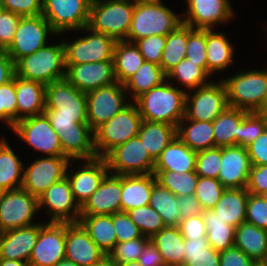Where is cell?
I'll return each instance as SVG.
<instances>
[{
    "mask_svg": "<svg viewBox=\"0 0 267 266\" xmlns=\"http://www.w3.org/2000/svg\"><path fill=\"white\" fill-rule=\"evenodd\" d=\"M79 166L72 173H68L73 163ZM82 166H80V165ZM109 173L105 158L97 157L90 160H71L68 163L65 177L71 184V190L75 201L81 207L84 202L97 190L102 180Z\"/></svg>",
    "mask_w": 267,
    "mask_h": 266,
    "instance_id": "21",
    "label": "cell"
},
{
    "mask_svg": "<svg viewBox=\"0 0 267 266\" xmlns=\"http://www.w3.org/2000/svg\"><path fill=\"white\" fill-rule=\"evenodd\" d=\"M3 10H4V7H3L2 3L0 2V15L3 12Z\"/></svg>",
    "mask_w": 267,
    "mask_h": 266,
    "instance_id": "73",
    "label": "cell"
},
{
    "mask_svg": "<svg viewBox=\"0 0 267 266\" xmlns=\"http://www.w3.org/2000/svg\"><path fill=\"white\" fill-rule=\"evenodd\" d=\"M252 164L246 147H222L218 180L226 189L246 188Z\"/></svg>",
    "mask_w": 267,
    "mask_h": 266,
    "instance_id": "24",
    "label": "cell"
},
{
    "mask_svg": "<svg viewBox=\"0 0 267 266\" xmlns=\"http://www.w3.org/2000/svg\"><path fill=\"white\" fill-rule=\"evenodd\" d=\"M187 10L181 15L182 23L195 29H215L226 25L235 16L230 0H185Z\"/></svg>",
    "mask_w": 267,
    "mask_h": 266,
    "instance_id": "19",
    "label": "cell"
},
{
    "mask_svg": "<svg viewBox=\"0 0 267 266\" xmlns=\"http://www.w3.org/2000/svg\"><path fill=\"white\" fill-rule=\"evenodd\" d=\"M27 146L47 156H64L61 140L46 115L22 119L11 129Z\"/></svg>",
    "mask_w": 267,
    "mask_h": 266,
    "instance_id": "15",
    "label": "cell"
},
{
    "mask_svg": "<svg viewBox=\"0 0 267 266\" xmlns=\"http://www.w3.org/2000/svg\"><path fill=\"white\" fill-rule=\"evenodd\" d=\"M90 266H119L117 263L112 261L107 255L104 256L100 261L93 263Z\"/></svg>",
    "mask_w": 267,
    "mask_h": 266,
    "instance_id": "67",
    "label": "cell"
},
{
    "mask_svg": "<svg viewBox=\"0 0 267 266\" xmlns=\"http://www.w3.org/2000/svg\"><path fill=\"white\" fill-rule=\"evenodd\" d=\"M79 223L106 255L117 244L113 215H80Z\"/></svg>",
    "mask_w": 267,
    "mask_h": 266,
    "instance_id": "36",
    "label": "cell"
},
{
    "mask_svg": "<svg viewBox=\"0 0 267 266\" xmlns=\"http://www.w3.org/2000/svg\"><path fill=\"white\" fill-rule=\"evenodd\" d=\"M182 24L181 15L165 6L162 0L136 3L128 37L135 41L151 35H168Z\"/></svg>",
    "mask_w": 267,
    "mask_h": 266,
    "instance_id": "4",
    "label": "cell"
},
{
    "mask_svg": "<svg viewBox=\"0 0 267 266\" xmlns=\"http://www.w3.org/2000/svg\"><path fill=\"white\" fill-rule=\"evenodd\" d=\"M119 266H142L138 261L135 262H128Z\"/></svg>",
    "mask_w": 267,
    "mask_h": 266,
    "instance_id": "69",
    "label": "cell"
},
{
    "mask_svg": "<svg viewBox=\"0 0 267 266\" xmlns=\"http://www.w3.org/2000/svg\"><path fill=\"white\" fill-rule=\"evenodd\" d=\"M69 161L65 156H43L26 167L24 164L21 187L39 198L52 184L65 177Z\"/></svg>",
    "mask_w": 267,
    "mask_h": 266,
    "instance_id": "17",
    "label": "cell"
},
{
    "mask_svg": "<svg viewBox=\"0 0 267 266\" xmlns=\"http://www.w3.org/2000/svg\"><path fill=\"white\" fill-rule=\"evenodd\" d=\"M222 79L230 107L248 112H263L267 107V69L236 72Z\"/></svg>",
    "mask_w": 267,
    "mask_h": 266,
    "instance_id": "2",
    "label": "cell"
},
{
    "mask_svg": "<svg viewBox=\"0 0 267 266\" xmlns=\"http://www.w3.org/2000/svg\"><path fill=\"white\" fill-rule=\"evenodd\" d=\"M0 121L6 123L10 130L17 122L15 75L11 81L0 86Z\"/></svg>",
    "mask_w": 267,
    "mask_h": 266,
    "instance_id": "53",
    "label": "cell"
},
{
    "mask_svg": "<svg viewBox=\"0 0 267 266\" xmlns=\"http://www.w3.org/2000/svg\"><path fill=\"white\" fill-rule=\"evenodd\" d=\"M113 61L116 81L124 84L137 72L145 60L135 43L123 40L116 41Z\"/></svg>",
    "mask_w": 267,
    "mask_h": 266,
    "instance_id": "39",
    "label": "cell"
},
{
    "mask_svg": "<svg viewBox=\"0 0 267 266\" xmlns=\"http://www.w3.org/2000/svg\"><path fill=\"white\" fill-rule=\"evenodd\" d=\"M156 182L170 190L175 196L194 195L199 176L195 171H153Z\"/></svg>",
    "mask_w": 267,
    "mask_h": 266,
    "instance_id": "46",
    "label": "cell"
},
{
    "mask_svg": "<svg viewBox=\"0 0 267 266\" xmlns=\"http://www.w3.org/2000/svg\"><path fill=\"white\" fill-rule=\"evenodd\" d=\"M20 19L21 17L16 13L3 10L0 15V49L7 50L9 48Z\"/></svg>",
    "mask_w": 267,
    "mask_h": 266,
    "instance_id": "57",
    "label": "cell"
},
{
    "mask_svg": "<svg viewBox=\"0 0 267 266\" xmlns=\"http://www.w3.org/2000/svg\"><path fill=\"white\" fill-rule=\"evenodd\" d=\"M127 213L143 236L151 238L165 227L161 216L150 205L131 209Z\"/></svg>",
    "mask_w": 267,
    "mask_h": 266,
    "instance_id": "47",
    "label": "cell"
},
{
    "mask_svg": "<svg viewBox=\"0 0 267 266\" xmlns=\"http://www.w3.org/2000/svg\"><path fill=\"white\" fill-rule=\"evenodd\" d=\"M222 147L197 152L195 172L199 177L218 179L221 167Z\"/></svg>",
    "mask_w": 267,
    "mask_h": 266,
    "instance_id": "50",
    "label": "cell"
},
{
    "mask_svg": "<svg viewBox=\"0 0 267 266\" xmlns=\"http://www.w3.org/2000/svg\"><path fill=\"white\" fill-rule=\"evenodd\" d=\"M39 211L46 210L48 222L78 223L80 220V206L75 201L69 180H62L52 184L39 198Z\"/></svg>",
    "mask_w": 267,
    "mask_h": 266,
    "instance_id": "18",
    "label": "cell"
},
{
    "mask_svg": "<svg viewBox=\"0 0 267 266\" xmlns=\"http://www.w3.org/2000/svg\"><path fill=\"white\" fill-rule=\"evenodd\" d=\"M154 174L122 175L121 212L149 205Z\"/></svg>",
    "mask_w": 267,
    "mask_h": 266,
    "instance_id": "28",
    "label": "cell"
},
{
    "mask_svg": "<svg viewBox=\"0 0 267 266\" xmlns=\"http://www.w3.org/2000/svg\"><path fill=\"white\" fill-rule=\"evenodd\" d=\"M15 93L17 102V122L45 110L46 85L26 80L15 75Z\"/></svg>",
    "mask_w": 267,
    "mask_h": 266,
    "instance_id": "27",
    "label": "cell"
},
{
    "mask_svg": "<svg viewBox=\"0 0 267 266\" xmlns=\"http://www.w3.org/2000/svg\"><path fill=\"white\" fill-rule=\"evenodd\" d=\"M51 35L58 34L42 15L21 17L13 42L6 51L16 63L19 59L47 46L48 37Z\"/></svg>",
    "mask_w": 267,
    "mask_h": 266,
    "instance_id": "14",
    "label": "cell"
},
{
    "mask_svg": "<svg viewBox=\"0 0 267 266\" xmlns=\"http://www.w3.org/2000/svg\"><path fill=\"white\" fill-rule=\"evenodd\" d=\"M202 217L207 229L209 245L216 251H224L234 247L236 228L223 221L211 210H203Z\"/></svg>",
    "mask_w": 267,
    "mask_h": 266,
    "instance_id": "41",
    "label": "cell"
},
{
    "mask_svg": "<svg viewBox=\"0 0 267 266\" xmlns=\"http://www.w3.org/2000/svg\"><path fill=\"white\" fill-rule=\"evenodd\" d=\"M260 266H267V258L258 263Z\"/></svg>",
    "mask_w": 267,
    "mask_h": 266,
    "instance_id": "72",
    "label": "cell"
},
{
    "mask_svg": "<svg viewBox=\"0 0 267 266\" xmlns=\"http://www.w3.org/2000/svg\"><path fill=\"white\" fill-rule=\"evenodd\" d=\"M4 139H5V137H4V135H3V137H1V139H0V143H1Z\"/></svg>",
    "mask_w": 267,
    "mask_h": 266,
    "instance_id": "75",
    "label": "cell"
},
{
    "mask_svg": "<svg viewBox=\"0 0 267 266\" xmlns=\"http://www.w3.org/2000/svg\"><path fill=\"white\" fill-rule=\"evenodd\" d=\"M267 129L263 112H248L239 124L238 145L247 147Z\"/></svg>",
    "mask_w": 267,
    "mask_h": 266,
    "instance_id": "48",
    "label": "cell"
},
{
    "mask_svg": "<svg viewBox=\"0 0 267 266\" xmlns=\"http://www.w3.org/2000/svg\"><path fill=\"white\" fill-rule=\"evenodd\" d=\"M79 32L87 33L74 41H64L65 64H82L92 62L113 61L116 40L104 33L83 27Z\"/></svg>",
    "mask_w": 267,
    "mask_h": 266,
    "instance_id": "8",
    "label": "cell"
},
{
    "mask_svg": "<svg viewBox=\"0 0 267 266\" xmlns=\"http://www.w3.org/2000/svg\"><path fill=\"white\" fill-rule=\"evenodd\" d=\"M65 65V78L85 93L117 82L114 74V61Z\"/></svg>",
    "mask_w": 267,
    "mask_h": 266,
    "instance_id": "22",
    "label": "cell"
},
{
    "mask_svg": "<svg viewBox=\"0 0 267 266\" xmlns=\"http://www.w3.org/2000/svg\"><path fill=\"white\" fill-rule=\"evenodd\" d=\"M66 223L41 222L37 243L29 258L30 266H54L65 259Z\"/></svg>",
    "mask_w": 267,
    "mask_h": 266,
    "instance_id": "20",
    "label": "cell"
},
{
    "mask_svg": "<svg viewBox=\"0 0 267 266\" xmlns=\"http://www.w3.org/2000/svg\"><path fill=\"white\" fill-rule=\"evenodd\" d=\"M176 136L196 152L215 147L213 121H194L184 117L176 128Z\"/></svg>",
    "mask_w": 267,
    "mask_h": 266,
    "instance_id": "34",
    "label": "cell"
},
{
    "mask_svg": "<svg viewBox=\"0 0 267 266\" xmlns=\"http://www.w3.org/2000/svg\"><path fill=\"white\" fill-rule=\"evenodd\" d=\"M145 61L161 64L162 53L166 45V35H151L134 42Z\"/></svg>",
    "mask_w": 267,
    "mask_h": 266,
    "instance_id": "54",
    "label": "cell"
},
{
    "mask_svg": "<svg viewBox=\"0 0 267 266\" xmlns=\"http://www.w3.org/2000/svg\"><path fill=\"white\" fill-rule=\"evenodd\" d=\"M247 113L248 111L229 106L213 121L215 147L238 145L239 124Z\"/></svg>",
    "mask_w": 267,
    "mask_h": 266,
    "instance_id": "37",
    "label": "cell"
},
{
    "mask_svg": "<svg viewBox=\"0 0 267 266\" xmlns=\"http://www.w3.org/2000/svg\"><path fill=\"white\" fill-rule=\"evenodd\" d=\"M167 80V75L164 73L160 65L144 61L141 67L135 74L123 84L128 96L133 99V102L142 94L149 92L152 88L159 86Z\"/></svg>",
    "mask_w": 267,
    "mask_h": 266,
    "instance_id": "38",
    "label": "cell"
},
{
    "mask_svg": "<svg viewBox=\"0 0 267 266\" xmlns=\"http://www.w3.org/2000/svg\"><path fill=\"white\" fill-rule=\"evenodd\" d=\"M206 52V29H195L188 26V42L185 58L193 63H198V66L207 72Z\"/></svg>",
    "mask_w": 267,
    "mask_h": 266,
    "instance_id": "52",
    "label": "cell"
},
{
    "mask_svg": "<svg viewBox=\"0 0 267 266\" xmlns=\"http://www.w3.org/2000/svg\"><path fill=\"white\" fill-rule=\"evenodd\" d=\"M54 266H78V265L73 263L72 261H69L67 259H63V260L57 262Z\"/></svg>",
    "mask_w": 267,
    "mask_h": 266,
    "instance_id": "68",
    "label": "cell"
},
{
    "mask_svg": "<svg viewBox=\"0 0 267 266\" xmlns=\"http://www.w3.org/2000/svg\"><path fill=\"white\" fill-rule=\"evenodd\" d=\"M224 32L206 29L207 73L212 76L234 65L235 47Z\"/></svg>",
    "mask_w": 267,
    "mask_h": 266,
    "instance_id": "29",
    "label": "cell"
},
{
    "mask_svg": "<svg viewBox=\"0 0 267 266\" xmlns=\"http://www.w3.org/2000/svg\"><path fill=\"white\" fill-rule=\"evenodd\" d=\"M126 96L127 91L119 82L86 93L87 123L93 131L132 102V99L129 101Z\"/></svg>",
    "mask_w": 267,
    "mask_h": 266,
    "instance_id": "12",
    "label": "cell"
},
{
    "mask_svg": "<svg viewBox=\"0 0 267 266\" xmlns=\"http://www.w3.org/2000/svg\"><path fill=\"white\" fill-rule=\"evenodd\" d=\"M256 264L235 246L220 252V266H255Z\"/></svg>",
    "mask_w": 267,
    "mask_h": 266,
    "instance_id": "62",
    "label": "cell"
},
{
    "mask_svg": "<svg viewBox=\"0 0 267 266\" xmlns=\"http://www.w3.org/2000/svg\"><path fill=\"white\" fill-rule=\"evenodd\" d=\"M225 189L218 179L199 177L194 196L203 210H211L218 203Z\"/></svg>",
    "mask_w": 267,
    "mask_h": 266,
    "instance_id": "49",
    "label": "cell"
},
{
    "mask_svg": "<svg viewBox=\"0 0 267 266\" xmlns=\"http://www.w3.org/2000/svg\"><path fill=\"white\" fill-rule=\"evenodd\" d=\"M149 241V237L142 236L141 238L117 243L107 256L118 265L135 262Z\"/></svg>",
    "mask_w": 267,
    "mask_h": 266,
    "instance_id": "51",
    "label": "cell"
},
{
    "mask_svg": "<svg viewBox=\"0 0 267 266\" xmlns=\"http://www.w3.org/2000/svg\"><path fill=\"white\" fill-rule=\"evenodd\" d=\"M39 212L38 198L20 187L0 192V233L34 223Z\"/></svg>",
    "mask_w": 267,
    "mask_h": 266,
    "instance_id": "10",
    "label": "cell"
},
{
    "mask_svg": "<svg viewBox=\"0 0 267 266\" xmlns=\"http://www.w3.org/2000/svg\"><path fill=\"white\" fill-rule=\"evenodd\" d=\"M246 190L254 195L267 190V165H252Z\"/></svg>",
    "mask_w": 267,
    "mask_h": 266,
    "instance_id": "60",
    "label": "cell"
},
{
    "mask_svg": "<svg viewBox=\"0 0 267 266\" xmlns=\"http://www.w3.org/2000/svg\"><path fill=\"white\" fill-rule=\"evenodd\" d=\"M188 42V25L181 24L173 32L166 35V45L164 47L161 68L167 75L186 56Z\"/></svg>",
    "mask_w": 267,
    "mask_h": 266,
    "instance_id": "43",
    "label": "cell"
},
{
    "mask_svg": "<svg viewBox=\"0 0 267 266\" xmlns=\"http://www.w3.org/2000/svg\"><path fill=\"white\" fill-rule=\"evenodd\" d=\"M263 113H264L265 116L267 117V107L264 109Z\"/></svg>",
    "mask_w": 267,
    "mask_h": 266,
    "instance_id": "74",
    "label": "cell"
},
{
    "mask_svg": "<svg viewBox=\"0 0 267 266\" xmlns=\"http://www.w3.org/2000/svg\"><path fill=\"white\" fill-rule=\"evenodd\" d=\"M184 266H220V252L209 245L207 237L185 239Z\"/></svg>",
    "mask_w": 267,
    "mask_h": 266,
    "instance_id": "44",
    "label": "cell"
},
{
    "mask_svg": "<svg viewBox=\"0 0 267 266\" xmlns=\"http://www.w3.org/2000/svg\"><path fill=\"white\" fill-rule=\"evenodd\" d=\"M137 136L155 161L176 137V127L164 122L142 120Z\"/></svg>",
    "mask_w": 267,
    "mask_h": 266,
    "instance_id": "31",
    "label": "cell"
},
{
    "mask_svg": "<svg viewBox=\"0 0 267 266\" xmlns=\"http://www.w3.org/2000/svg\"><path fill=\"white\" fill-rule=\"evenodd\" d=\"M178 228L184 239H196L207 236V229L202 215L182 219Z\"/></svg>",
    "mask_w": 267,
    "mask_h": 266,
    "instance_id": "59",
    "label": "cell"
},
{
    "mask_svg": "<svg viewBox=\"0 0 267 266\" xmlns=\"http://www.w3.org/2000/svg\"><path fill=\"white\" fill-rule=\"evenodd\" d=\"M39 231L37 223L0 233V258L29 262Z\"/></svg>",
    "mask_w": 267,
    "mask_h": 266,
    "instance_id": "26",
    "label": "cell"
},
{
    "mask_svg": "<svg viewBox=\"0 0 267 266\" xmlns=\"http://www.w3.org/2000/svg\"><path fill=\"white\" fill-rule=\"evenodd\" d=\"M4 10L16 13L20 17L42 14V0H0Z\"/></svg>",
    "mask_w": 267,
    "mask_h": 266,
    "instance_id": "58",
    "label": "cell"
},
{
    "mask_svg": "<svg viewBox=\"0 0 267 266\" xmlns=\"http://www.w3.org/2000/svg\"><path fill=\"white\" fill-rule=\"evenodd\" d=\"M234 246L259 263L267 258V230L243 222L236 228Z\"/></svg>",
    "mask_w": 267,
    "mask_h": 266,
    "instance_id": "32",
    "label": "cell"
},
{
    "mask_svg": "<svg viewBox=\"0 0 267 266\" xmlns=\"http://www.w3.org/2000/svg\"><path fill=\"white\" fill-rule=\"evenodd\" d=\"M227 107V91L222 79L212 80L207 85L186 92L184 117L194 121H214Z\"/></svg>",
    "mask_w": 267,
    "mask_h": 266,
    "instance_id": "9",
    "label": "cell"
},
{
    "mask_svg": "<svg viewBox=\"0 0 267 266\" xmlns=\"http://www.w3.org/2000/svg\"><path fill=\"white\" fill-rule=\"evenodd\" d=\"M15 75V63L6 50L0 49V86L8 83Z\"/></svg>",
    "mask_w": 267,
    "mask_h": 266,
    "instance_id": "65",
    "label": "cell"
},
{
    "mask_svg": "<svg viewBox=\"0 0 267 266\" xmlns=\"http://www.w3.org/2000/svg\"><path fill=\"white\" fill-rule=\"evenodd\" d=\"M106 254L94 243L78 223H66L65 259L78 266H90Z\"/></svg>",
    "mask_w": 267,
    "mask_h": 266,
    "instance_id": "25",
    "label": "cell"
},
{
    "mask_svg": "<svg viewBox=\"0 0 267 266\" xmlns=\"http://www.w3.org/2000/svg\"><path fill=\"white\" fill-rule=\"evenodd\" d=\"M92 0H42V16L58 34L80 30L88 25Z\"/></svg>",
    "mask_w": 267,
    "mask_h": 266,
    "instance_id": "11",
    "label": "cell"
},
{
    "mask_svg": "<svg viewBox=\"0 0 267 266\" xmlns=\"http://www.w3.org/2000/svg\"><path fill=\"white\" fill-rule=\"evenodd\" d=\"M24 163L6 138L0 143V192L22 186Z\"/></svg>",
    "mask_w": 267,
    "mask_h": 266,
    "instance_id": "40",
    "label": "cell"
},
{
    "mask_svg": "<svg viewBox=\"0 0 267 266\" xmlns=\"http://www.w3.org/2000/svg\"><path fill=\"white\" fill-rule=\"evenodd\" d=\"M185 97L186 90L166 80L142 94L134 103L139 109L142 120L164 122L177 128L185 116Z\"/></svg>",
    "mask_w": 267,
    "mask_h": 266,
    "instance_id": "1",
    "label": "cell"
},
{
    "mask_svg": "<svg viewBox=\"0 0 267 266\" xmlns=\"http://www.w3.org/2000/svg\"><path fill=\"white\" fill-rule=\"evenodd\" d=\"M196 155L176 136L155 160L154 171H195Z\"/></svg>",
    "mask_w": 267,
    "mask_h": 266,
    "instance_id": "30",
    "label": "cell"
},
{
    "mask_svg": "<svg viewBox=\"0 0 267 266\" xmlns=\"http://www.w3.org/2000/svg\"><path fill=\"white\" fill-rule=\"evenodd\" d=\"M130 1L136 4V3L151 2V1H154V0H130Z\"/></svg>",
    "mask_w": 267,
    "mask_h": 266,
    "instance_id": "70",
    "label": "cell"
},
{
    "mask_svg": "<svg viewBox=\"0 0 267 266\" xmlns=\"http://www.w3.org/2000/svg\"><path fill=\"white\" fill-rule=\"evenodd\" d=\"M134 8L130 0H92L87 27L116 41L126 40Z\"/></svg>",
    "mask_w": 267,
    "mask_h": 266,
    "instance_id": "5",
    "label": "cell"
},
{
    "mask_svg": "<svg viewBox=\"0 0 267 266\" xmlns=\"http://www.w3.org/2000/svg\"><path fill=\"white\" fill-rule=\"evenodd\" d=\"M177 201V207L180 209L182 219L202 215L203 209L194 195L179 196L177 197Z\"/></svg>",
    "mask_w": 267,
    "mask_h": 266,
    "instance_id": "63",
    "label": "cell"
},
{
    "mask_svg": "<svg viewBox=\"0 0 267 266\" xmlns=\"http://www.w3.org/2000/svg\"><path fill=\"white\" fill-rule=\"evenodd\" d=\"M142 266H166L162 255L150 240L137 260Z\"/></svg>",
    "mask_w": 267,
    "mask_h": 266,
    "instance_id": "64",
    "label": "cell"
},
{
    "mask_svg": "<svg viewBox=\"0 0 267 266\" xmlns=\"http://www.w3.org/2000/svg\"><path fill=\"white\" fill-rule=\"evenodd\" d=\"M177 204V196L159 183H154L149 205L161 216L165 226L178 227L181 222L182 217Z\"/></svg>",
    "mask_w": 267,
    "mask_h": 266,
    "instance_id": "42",
    "label": "cell"
},
{
    "mask_svg": "<svg viewBox=\"0 0 267 266\" xmlns=\"http://www.w3.org/2000/svg\"><path fill=\"white\" fill-rule=\"evenodd\" d=\"M15 75L45 85L65 78V48L63 41L48 44L15 63Z\"/></svg>",
    "mask_w": 267,
    "mask_h": 266,
    "instance_id": "3",
    "label": "cell"
},
{
    "mask_svg": "<svg viewBox=\"0 0 267 266\" xmlns=\"http://www.w3.org/2000/svg\"><path fill=\"white\" fill-rule=\"evenodd\" d=\"M142 118L137 105L132 101L94 131V146L97 157L104 158L116 146L138 135Z\"/></svg>",
    "mask_w": 267,
    "mask_h": 266,
    "instance_id": "7",
    "label": "cell"
},
{
    "mask_svg": "<svg viewBox=\"0 0 267 266\" xmlns=\"http://www.w3.org/2000/svg\"><path fill=\"white\" fill-rule=\"evenodd\" d=\"M150 240L162 255L166 266H184V237L178 227L165 226Z\"/></svg>",
    "mask_w": 267,
    "mask_h": 266,
    "instance_id": "35",
    "label": "cell"
},
{
    "mask_svg": "<svg viewBox=\"0 0 267 266\" xmlns=\"http://www.w3.org/2000/svg\"><path fill=\"white\" fill-rule=\"evenodd\" d=\"M121 192L122 175L108 173L80 207V215H113L121 212Z\"/></svg>",
    "mask_w": 267,
    "mask_h": 266,
    "instance_id": "23",
    "label": "cell"
},
{
    "mask_svg": "<svg viewBox=\"0 0 267 266\" xmlns=\"http://www.w3.org/2000/svg\"><path fill=\"white\" fill-rule=\"evenodd\" d=\"M245 222L267 230V202L260 195H248Z\"/></svg>",
    "mask_w": 267,
    "mask_h": 266,
    "instance_id": "56",
    "label": "cell"
},
{
    "mask_svg": "<svg viewBox=\"0 0 267 266\" xmlns=\"http://www.w3.org/2000/svg\"><path fill=\"white\" fill-rule=\"evenodd\" d=\"M43 113L58 134L65 157L71 161L97 158L94 131L88 123L76 122V117L56 116V110H44Z\"/></svg>",
    "mask_w": 267,
    "mask_h": 266,
    "instance_id": "6",
    "label": "cell"
},
{
    "mask_svg": "<svg viewBox=\"0 0 267 266\" xmlns=\"http://www.w3.org/2000/svg\"><path fill=\"white\" fill-rule=\"evenodd\" d=\"M109 173L114 175L153 174L155 161L138 136L116 146L105 157Z\"/></svg>",
    "mask_w": 267,
    "mask_h": 266,
    "instance_id": "13",
    "label": "cell"
},
{
    "mask_svg": "<svg viewBox=\"0 0 267 266\" xmlns=\"http://www.w3.org/2000/svg\"><path fill=\"white\" fill-rule=\"evenodd\" d=\"M246 148L252 165H267V129Z\"/></svg>",
    "mask_w": 267,
    "mask_h": 266,
    "instance_id": "61",
    "label": "cell"
},
{
    "mask_svg": "<svg viewBox=\"0 0 267 266\" xmlns=\"http://www.w3.org/2000/svg\"><path fill=\"white\" fill-rule=\"evenodd\" d=\"M0 266H30L29 262L0 258Z\"/></svg>",
    "mask_w": 267,
    "mask_h": 266,
    "instance_id": "66",
    "label": "cell"
},
{
    "mask_svg": "<svg viewBox=\"0 0 267 266\" xmlns=\"http://www.w3.org/2000/svg\"><path fill=\"white\" fill-rule=\"evenodd\" d=\"M259 195L262 197V199H263L264 201L267 202V190H265L264 192H262V193L259 194Z\"/></svg>",
    "mask_w": 267,
    "mask_h": 266,
    "instance_id": "71",
    "label": "cell"
},
{
    "mask_svg": "<svg viewBox=\"0 0 267 266\" xmlns=\"http://www.w3.org/2000/svg\"><path fill=\"white\" fill-rule=\"evenodd\" d=\"M248 195L246 188L225 189L212 210L227 224L237 228L245 222Z\"/></svg>",
    "mask_w": 267,
    "mask_h": 266,
    "instance_id": "33",
    "label": "cell"
},
{
    "mask_svg": "<svg viewBox=\"0 0 267 266\" xmlns=\"http://www.w3.org/2000/svg\"><path fill=\"white\" fill-rule=\"evenodd\" d=\"M210 78V81H209ZM198 63H193L187 58L180 61L168 74L167 80L172 83L179 82L187 91L209 84L213 79Z\"/></svg>",
    "mask_w": 267,
    "mask_h": 266,
    "instance_id": "45",
    "label": "cell"
},
{
    "mask_svg": "<svg viewBox=\"0 0 267 266\" xmlns=\"http://www.w3.org/2000/svg\"><path fill=\"white\" fill-rule=\"evenodd\" d=\"M45 110H56V116L76 117L87 123L86 93L78 90L66 78L46 85Z\"/></svg>",
    "mask_w": 267,
    "mask_h": 266,
    "instance_id": "16",
    "label": "cell"
},
{
    "mask_svg": "<svg viewBox=\"0 0 267 266\" xmlns=\"http://www.w3.org/2000/svg\"><path fill=\"white\" fill-rule=\"evenodd\" d=\"M113 225L117 243L141 238L143 236L127 212L113 214Z\"/></svg>",
    "mask_w": 267,
    "mask_h": 266,
    "instance_id": "55",
    "label": "cell"
}]
</instances>
